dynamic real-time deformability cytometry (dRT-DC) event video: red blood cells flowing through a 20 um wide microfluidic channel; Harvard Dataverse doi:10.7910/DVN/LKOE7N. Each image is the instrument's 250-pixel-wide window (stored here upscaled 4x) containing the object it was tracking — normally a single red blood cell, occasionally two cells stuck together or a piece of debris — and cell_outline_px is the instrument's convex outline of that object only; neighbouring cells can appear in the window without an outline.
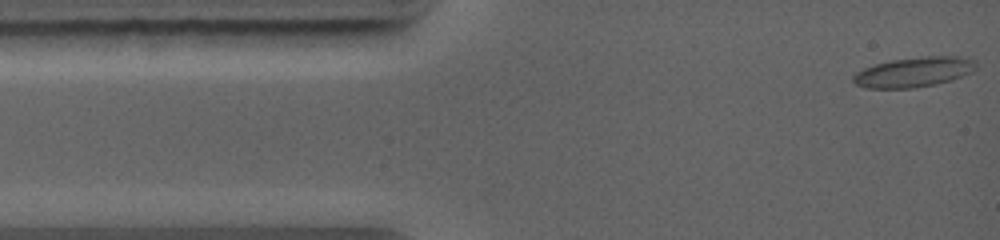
{"species": "common noctule bat (a hibernating species)", "species_latin": "Nyctalus noctula", "temperature_condition": "warm", "stored_images_in_passage": 12, "camera_frame_rate_fps": 5000, "um_per_image_px": 0.085, "animal": {"sex": "female", "body_mass_g": 19.0, "forearm_length_mm": 56.7}, "frame": {"image": 1, "passage_image": 1, "time_ms": 0.0, "image_size_px": [1000, 240], "cell_outline_px": [[976, 68], [972, 72], [952, 80], [912, 88], [864, 88], [856, 84], [852, 80], [852, 76], [856, 72], [864, 68], [876, 64], [892, 60], [924, 56], [960, 56], [976, 60]], "centroid_in_image_um": [77.69, 6.12], "position_along_channel_um": 7.3, "area_um2": 21.39}}